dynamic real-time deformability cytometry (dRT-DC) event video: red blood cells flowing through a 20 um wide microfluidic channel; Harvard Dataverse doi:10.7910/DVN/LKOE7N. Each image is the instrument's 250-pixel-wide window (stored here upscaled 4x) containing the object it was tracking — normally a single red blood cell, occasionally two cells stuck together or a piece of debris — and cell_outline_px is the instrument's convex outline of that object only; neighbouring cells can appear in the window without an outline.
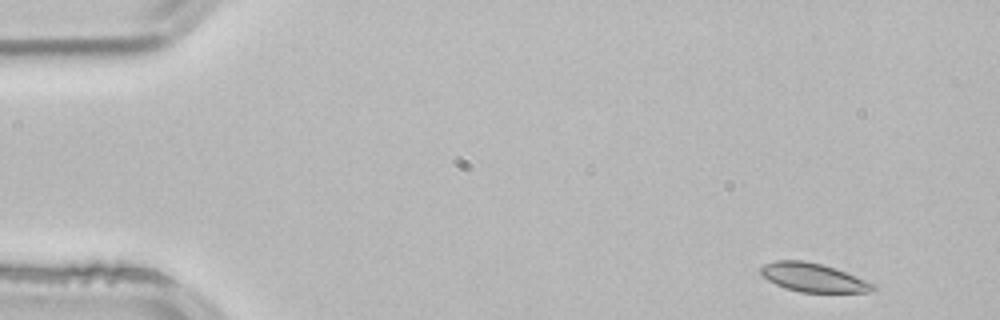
{"species": "common noctule bat (a hibernating species)", "species_latin": "Nyctalus noctula", "temperature_condition": "room temperature", "stored_images_in_passage": 3, "camera_frame_rate_fps": 3000, "um_per_image_px": 0.085, "animal": {"sex": "male", "body_mass_g": 21.5, "forearm_length_mm": 52.0}, "frame": {"image": 1, "passage_image": 1, "time_ms": 0.0, "image_size_px": [1000, 320], "cell_outline_px": [[876, 288], [868, 292], [800, 292], [784, 288], [768, 280], [760, 272], [760, 268], [764, 264], [776, 260], [804, 260], [836, 268], [876, 284]], "centroid_in_image_um": [69.13, 23.59], "position_along_channel_um": 15.9, "area_um2": 18.73}}
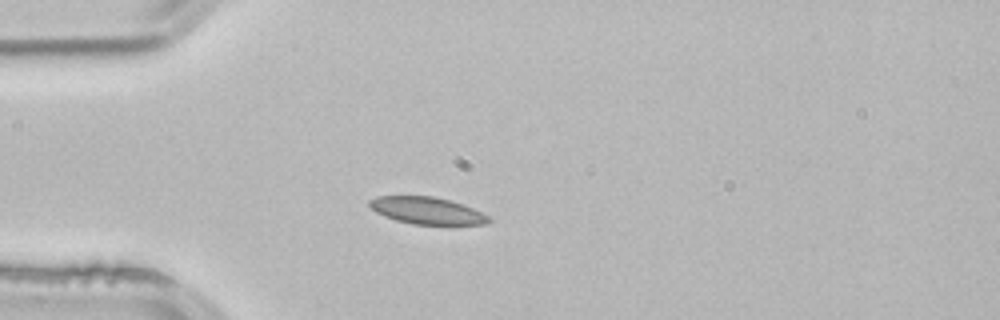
{"frame": {"image": 2, "passage_image": 3, "time_ms": 0.667, "image_size_px": [1000, 320], "cell_outline_px": [[492, 220], [488, 224], [412, 224], [396, 220], [384, 216], [376, 212], [368, 204], [368, 200], [376, 196], [436, 196], [472, 208], [488, 216]], "centroid_in_image_um": [36.26, 17.9], "position_along_channel_um": 48.7, "area_um2": 18.61}}